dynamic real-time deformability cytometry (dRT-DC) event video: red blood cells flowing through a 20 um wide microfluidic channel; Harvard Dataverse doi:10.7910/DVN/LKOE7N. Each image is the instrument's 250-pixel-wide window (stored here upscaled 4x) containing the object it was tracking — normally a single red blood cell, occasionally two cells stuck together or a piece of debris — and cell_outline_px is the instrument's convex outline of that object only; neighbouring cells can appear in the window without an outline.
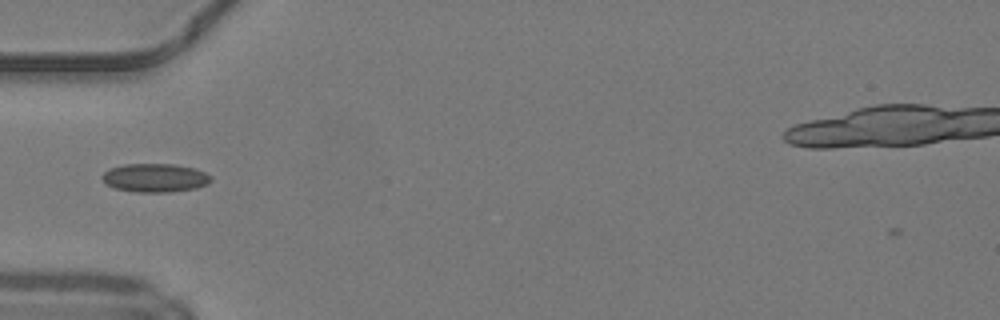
{"species": "common noctule bat (a hibernating species)", "species_latin": "Nyctalus noctula", "temperature_condition": "warm", "stored_images_in_passage": 35, "camera_frame_rate_fps": 3000, "um_per_image_px": 0.085, "animal": {"sex": "male", "body_mass_g": 19.2, "forearm_length_mm": 51.8}, "frame": {"image": 1, "passage_image": 3, "time_ms": 0.667, "image_size_px": [1000, 320], "cell_outline_px": [[212, 180], [208, 184], [196, 188], [172, 192], [136, 192], [116, 188], [104, 184], [100, 176], [108, 168], [124, 164], [176, 164], [192, 168], [204, 172], [212, 176]], "centroid_in_image_um": [13.15, 15.11], "position_along_channel_um": 71.8, "area_um2": 18.32}}
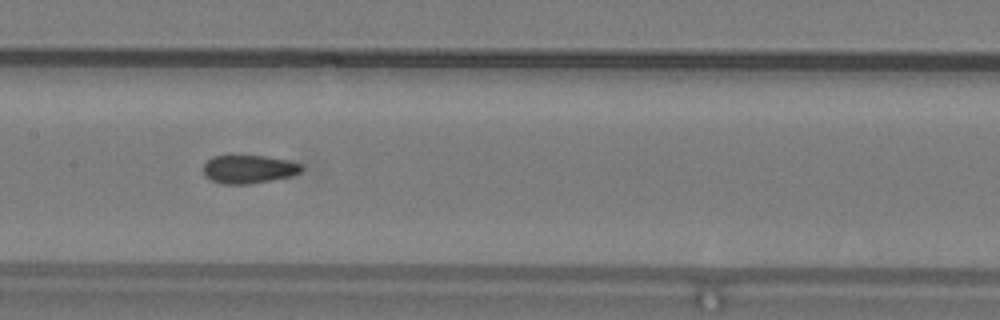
{"frame": {"image": 2, "passage_image": 11, "time_ms": 3.333, "image_size_px": [1000, 320], "cell_outline_px": [[304, 168], [300, 172], [292, 176], [272, 180], [248, 184], [220, 184], [204, 176], [204, 164], [212, 156], [232, 152], [264, 156], [288, 160], [304, 164]], "centroid_in_image_um": [21.12, 14.33], "position_along_channel_um": 186.3, "area_um2": 17.05}}
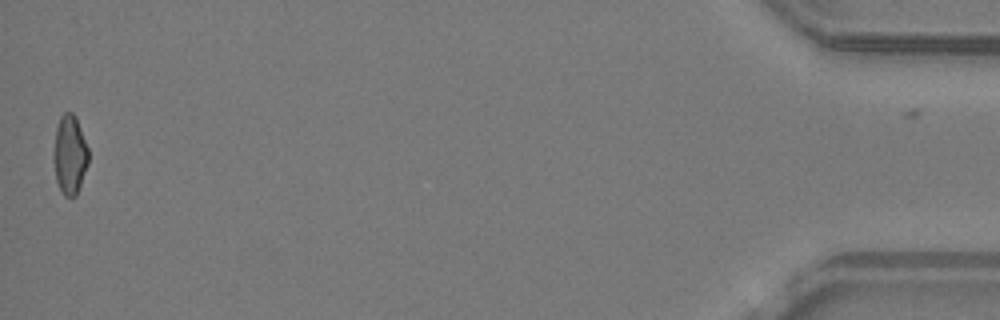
{"frame": {"image": 3, "passage_image": 35, "time_ms": 11.333, "image_size_px": [1000, 320], "cell_outline_px": [[88, 164], [76, 196], [64, 196], [56, 180], [52, 160], [52, 152], [56, 128], [60, 116], [64, 112], [72, 112], [76, 116], [88, 148]], "centroid_in_image_um": [5.91, 13.13], "position_along_channel_um": 429.3, "area_um2": 16.3}, "authors_computed_cell_mechanics": {"area_um2": 16.5308, "velocity_mm_per_s": 4.2381, "shape_relaxation_time_tau1_ms": 7.3324, "shape_relaxation_time_tau2_ms": 1.1368, "deformation_change_tau1": 0.1527, "deformation_change_tau2": 0.0654}}